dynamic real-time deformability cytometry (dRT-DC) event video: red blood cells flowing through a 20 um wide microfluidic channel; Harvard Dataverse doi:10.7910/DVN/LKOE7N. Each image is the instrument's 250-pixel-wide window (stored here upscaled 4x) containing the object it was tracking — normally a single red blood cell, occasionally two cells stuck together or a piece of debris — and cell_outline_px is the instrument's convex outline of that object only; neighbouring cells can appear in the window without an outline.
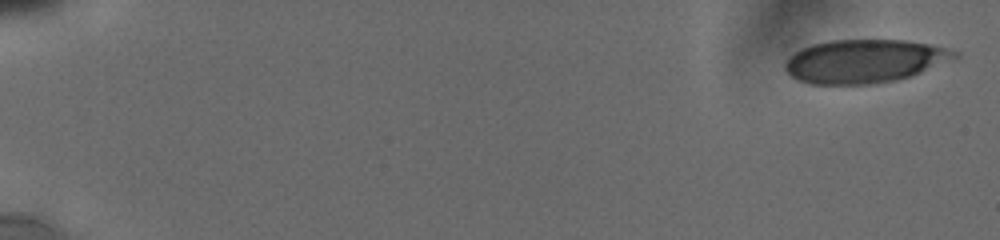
{"species": "human", "species_latin": "Homo sapiens", "temperature_condition": "cold", "stored_images_in_passage": 10, "camera_frame_rate_fps": 3000, "um_per_image_px": 0.085, "donor": {"sex": "male"}, "frame": {"image": 1, "passage_image": 1, "time_ms": 0.0, "image_size_px": [1000, 240], "cell_outline_px": [[960, 56], [912, 76], [896, 80], [876, 84], [812, 84], [800, 80], [792, 76], [784, 68], [784, 64], [788, 56], [812, 44], [832, 40], [904, 40], [932, 44], [948, 48], [960, 52]], "centroid_in_image_um": [73.52, 5.19], "position_along_channel_um": 11.5, "area_um2": 42.95}}
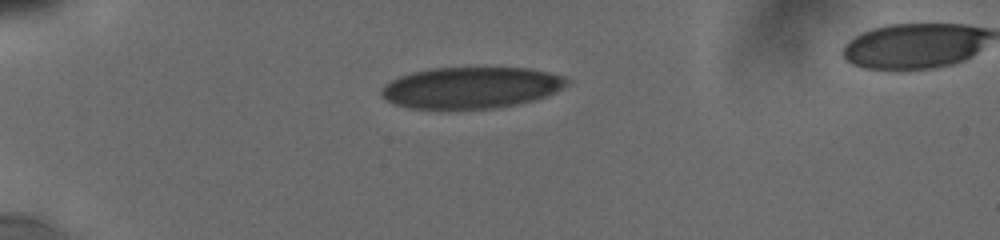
{"frame": {"image": 2, "passage_image": 7, "time_ms": 4.667, "image_size_px": [1000, 240], "cell_outline_px": [[572, 84], [548, 96], [520, 104], [496, 108], [408, 108], [392, 104], [384, 100], [380, 96], [380, 88], [384, 84], [400, 76], [412, 72], [436, 68], [528, 68], [548, 72], [564, 76], [572, 80]], "centroid_in_image_um": [40.07, 7.45], "position_along_channel_um": 44.9, "area_um2": 45.2}}